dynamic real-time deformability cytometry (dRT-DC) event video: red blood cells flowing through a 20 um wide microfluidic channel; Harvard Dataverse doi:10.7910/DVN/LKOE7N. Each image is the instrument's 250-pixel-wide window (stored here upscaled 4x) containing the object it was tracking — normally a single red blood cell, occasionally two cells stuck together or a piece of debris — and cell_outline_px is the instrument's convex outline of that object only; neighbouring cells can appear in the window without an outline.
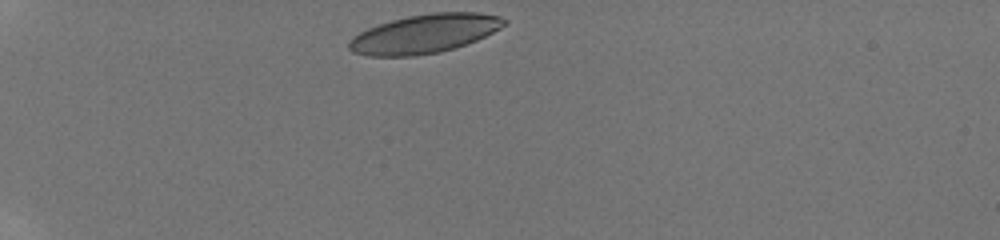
{"species": "human", "species_latin": "Homo sapiens", "temperature_condition": "room temperature", "stored_images_in_passage": 7, "camera_frame_rate_fps": 3000, "um_per_image_px": 0.085, "donor": {"sex": "male"}, "frame": {"image": 1, "passage_image": 1, "time_ms": 0.0, "image_size_px": [1000, 240], "cell_outline_px": [[508, 24], [476, 40], [440, 52], [412, 56], [368, 56], [352, 52], [348, 48], [348, 40], [352, 36], [368, 28], [392, 20], [408, 16], [432, 12], [480, 12], [500, 16], [508, 20]], "centroid_in_image_um": [36.08, 2.86], "position_along_channel_um": 48.9, "area_um2": 35.08}}